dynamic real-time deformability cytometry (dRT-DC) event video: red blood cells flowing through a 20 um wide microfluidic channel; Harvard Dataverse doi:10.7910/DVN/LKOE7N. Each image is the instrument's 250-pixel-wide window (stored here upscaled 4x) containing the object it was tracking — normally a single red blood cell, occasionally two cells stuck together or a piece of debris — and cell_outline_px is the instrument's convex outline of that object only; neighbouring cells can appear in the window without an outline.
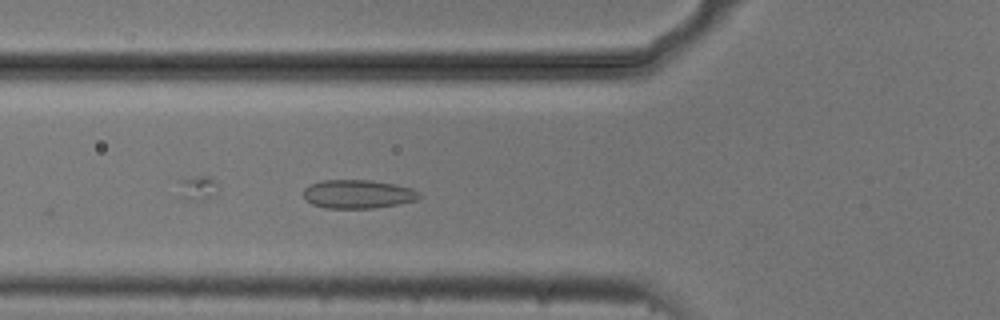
{"species": "common noctule bat (a hibernating species)", "species_latin": "Nyctalus noctula", "temperature_condition": "cold", "stored_images_in_passage": 26, "camera_frame_rate_fps": 3000, "um_per_image_px": 0.085, "animal": {"sex": "male", "body_mass_g": 20.5, "forearm_length_mm": 52.5}, "frame": {"image": 1, "passage_image": 6, "time_ms": 1.667, "image_size_px": [1000, 320], "cell_outline_px": [[420, 196], [416, 200], [396, 204], [372, 208], [324, 208], [312, 204], [304, 200], [304, 188], [308, 184], [320, 180], [372, 180], [396, 184], [412, 188], [420, 192]], "centroid_in_image_um": [30.38, 16.48], "position_along_channel_um": 95.4, "area_um2": 19.48}}
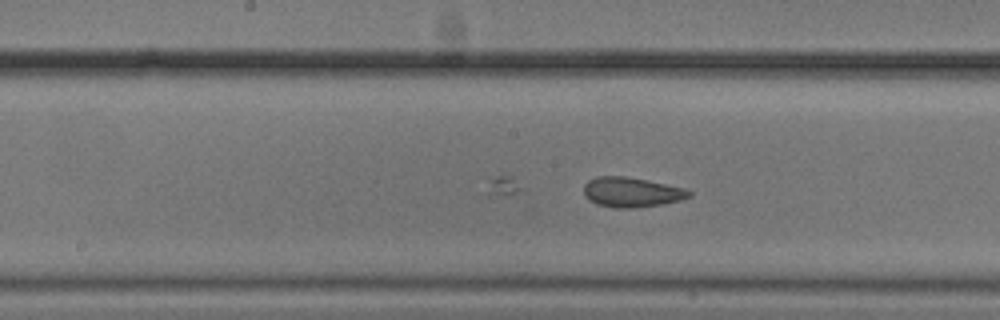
{"frame": {"image": 2, "passage_image": 14, "time_ms": 4.333, "image_size_px": [1000, 320], "cell_outline_px": [[692, 196], [680, 200], [660, 204], [636, 208], [616, 208], [600, 204], [588, 200], [584, 192], [584, 184], [588, 180], [596, 176], [624, 176], [684, 188], [692, 192]], "centroid_in_image_um": [53.66, 16.33], "position_along_channel_um": 194.5, "area_um2": 18.09}}
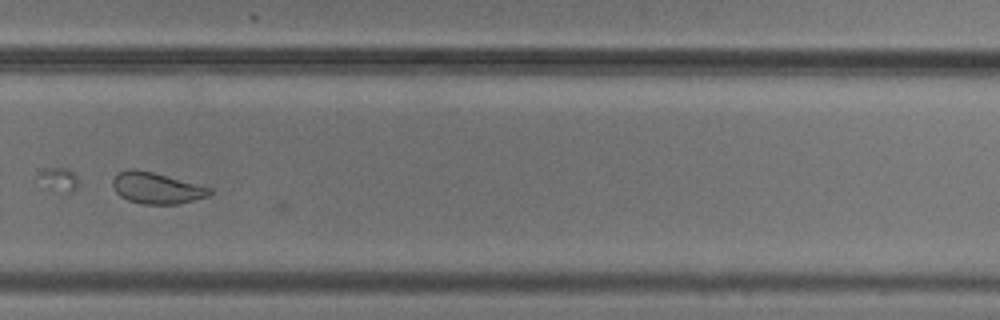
{"frame": {"image": 3, "passage_image": 24, "time_ms": 7.667, "image_size_px": [1000, 320], "cell_outline_px": [[212, 192], [208, 196], [176, 204], [140, 204], [128, 200], [120, 196], [116, 192], [112, 184], [112, 180], [120, 172], [132, 168], [136, 168], [152, 172], [212, 188]], "centroid_in_image_um": [13.28, 15.99], "position_along_channel_um": 316.5, "area_um2": 17.46}}